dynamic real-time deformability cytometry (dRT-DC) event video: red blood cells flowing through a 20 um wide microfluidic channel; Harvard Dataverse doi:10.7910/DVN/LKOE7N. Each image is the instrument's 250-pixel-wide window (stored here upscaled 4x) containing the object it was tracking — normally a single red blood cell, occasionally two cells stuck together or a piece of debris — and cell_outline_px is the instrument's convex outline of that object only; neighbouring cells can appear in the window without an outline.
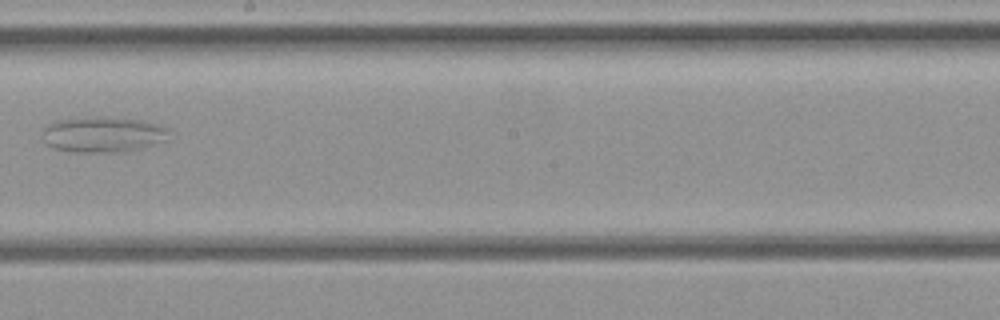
{"species": "common noctule bat (a hibernating species)", "species_latin": "Nyctalus noctula", "temperature_condition": "cold", "stored_images_in_passage": 27, "camera_frame_rate_fps": 3000, "um_per_image_px": 0.085, "animal": {"sex": "female", "body_mass_g": 21.9}, "frame": {"image": 1, "passage_image": 11, "time_ms": 3.333, "image_size_px": [1000, 320], "cell_outline_px": [[168, 140], [144, 148], [128, 152], [72, 152], [52, 148], [44, 140], [44, 128], [48, 124], [60, 120], [144, 120], [160, 124], [168, 128]], "centroid_in_image_um": [8.84, 11.5], "position_along_channel_um": 239.4, "area_um2": 25.37}}
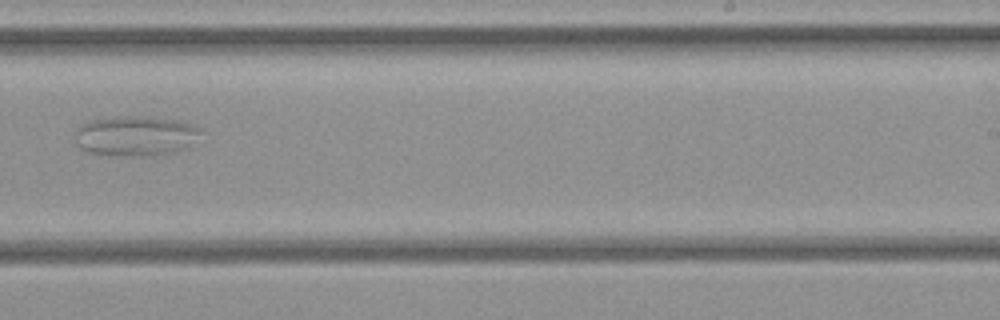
{"frame": {"image": 2, "passage_image": 13, "time_ms": 4.0, "image_size_px": [1000, 320], "cell_outline_px": [[200, 132], [188, 148], [176, 152], [156, 156], [132, 156], [88, 152], [72, 144], [72, 136], [76, 128], [80, 124], [92, 120], [120, 116], [144, 116], [180, 120], [192, 124], [200, 128]], "centroid_in_image_um": [11.47, 11.55], "position_along_channel_um": 277.5, "area_um2": 29.94}}
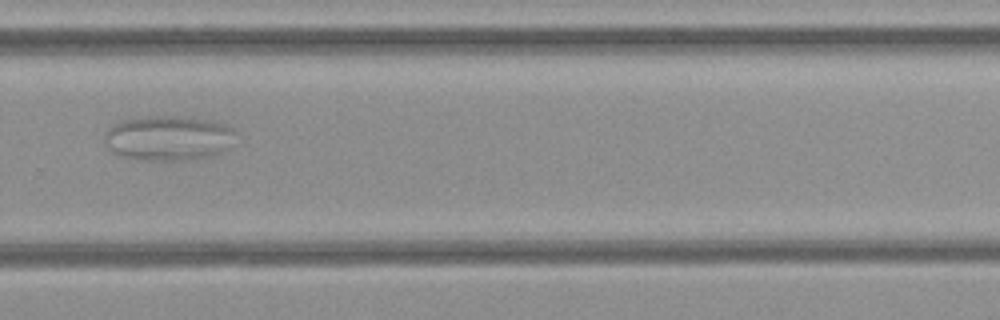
{"frame": {"image": 3, "passage_image": 15, "time_ms": 4.667, "image_size_px": [1000, 320], "cell_outline_px": [[236, 132], [228, 152], [212, 156], [192, 160], [136, 160], [116, 156], [108, 148], [104, 140], [104, 136], [108, 128], [112, 124], [120, 120], [156, 116], [180, 116], [208, 120], [224, 124], [236, 128]], "centroid_in_image_um": [14.33, 11.76], "position_along_channel_um": 315.5, "area_um2": 35.14}}